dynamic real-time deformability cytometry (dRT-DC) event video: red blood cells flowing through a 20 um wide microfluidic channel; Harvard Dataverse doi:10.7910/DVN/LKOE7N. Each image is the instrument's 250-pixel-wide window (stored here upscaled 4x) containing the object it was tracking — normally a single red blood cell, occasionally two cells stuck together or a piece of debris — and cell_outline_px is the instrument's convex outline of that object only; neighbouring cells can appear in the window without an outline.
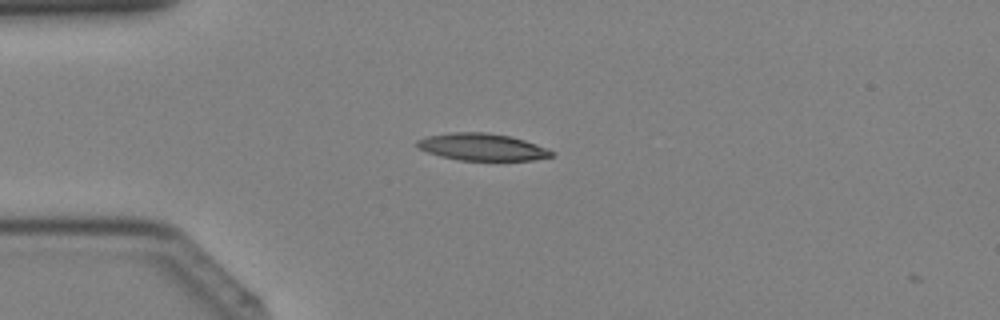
{"species": "Egyptian fruit bat (a non-hibernating species)", "species_latin": "Rousettus aegyptiacus", "temperature_condition": "cold", "stored_images_in_passage": 4, "camera_frame_rate_fps": 3000, "um_per_image_px": 0.085, "animal": {"sex": "female"}, "frame": {"image": 1, "passage_image": 2, "time_ms": 0.333, "image_size_px": [1000, 320], "cell_outline_px": [[552, 156], [532, 160], [460, 160], [440, 156], [428, 152], [420, 148], [416, 144], [416, 140], [428, 136], [452, 132], [488, 132], [512, 136], [536, 144], [552, 152]], "centroid_in_image_um": [40.95, 12.48], "position_along_channel_um": 44.1, "area_um2": 20.98}}